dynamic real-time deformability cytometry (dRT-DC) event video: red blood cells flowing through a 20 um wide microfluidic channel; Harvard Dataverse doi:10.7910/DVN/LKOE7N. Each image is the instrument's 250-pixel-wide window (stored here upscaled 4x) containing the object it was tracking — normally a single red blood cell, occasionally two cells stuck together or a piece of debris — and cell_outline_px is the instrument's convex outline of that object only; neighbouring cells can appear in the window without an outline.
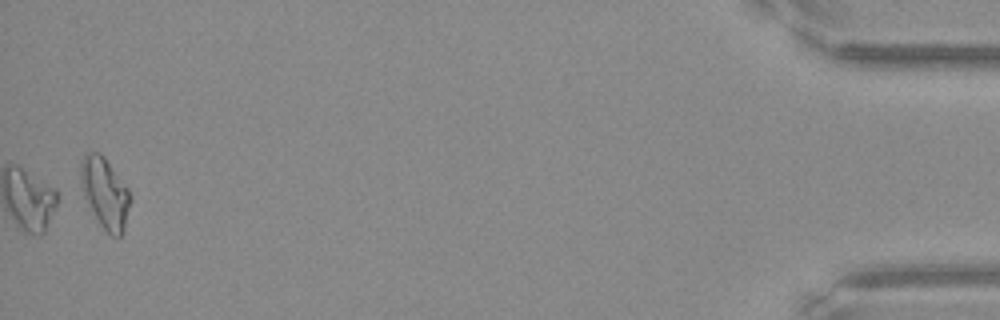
{"species": "Egyptian fruit bat (a non-hibernating species)", "species_latin": "Rousettus aegyptiacus", "temperature_condition": "warm", "stored_images_in_passage": 47, "camera_frame_rate_fps": 3000, "um_per_image_px": 0.085, "frame": {"image": 1, "passage_image": 47, "time_ms": 15.333, "image_size_px": [1000, 320], "cell_outline_px": [[132, 200], [124, 232], [120, 236], [112, 236], [100, 224], [84, 196], [80, 180], [80, 164], [84, 152], [100, 152], [104, 156], [128, 188], [132, 196]], "centroid_in_image_um": [8.94, 16.38], "position_along_channel_um": 426.3, "area_um2": 20.58}}